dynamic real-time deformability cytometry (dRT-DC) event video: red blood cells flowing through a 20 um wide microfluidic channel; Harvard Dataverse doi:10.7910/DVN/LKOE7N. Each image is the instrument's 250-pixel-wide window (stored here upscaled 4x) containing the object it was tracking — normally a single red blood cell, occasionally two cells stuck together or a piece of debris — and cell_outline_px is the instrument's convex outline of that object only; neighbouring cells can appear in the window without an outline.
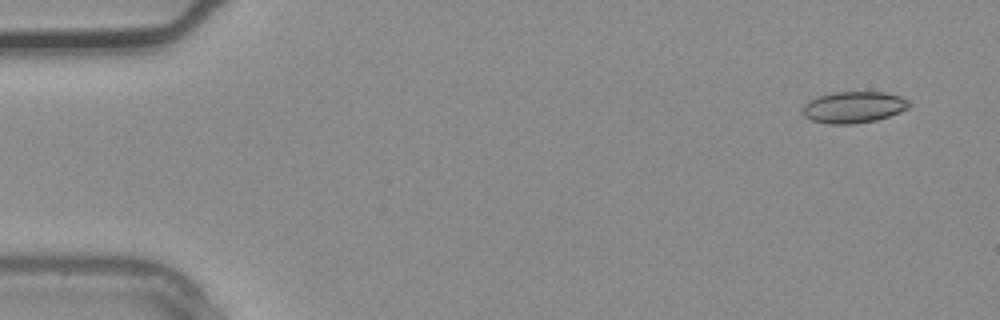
{"species": "common noctule bat (a hibernating species)", "species_latin": "Nyctalus noctula", "temperature_condition": "warm", "stored_images_in_passage": 3, "camera_frame_rate_fps": 3000, "um_per_image_px": 0.085, "animal": {"sex": "male", "body_mass_g": 20.4}, "frame": {"image": 1, "passage_image": 1, "time_ms": 0.0, "image_size_px": [1000, 320], "cell_outline_px": [[912, 104], [908, 108], [900, 112], [876, 120], [852, 124], [832, 124], [812, 120], [804, 116], [800, 108], [808, 100], [832, 92], [884, 92], [900, 96], [908, 100]], "centroid_in_image_um": [72.55, 9.11], "position_along_channel_um": 12.5, "area_um2": 19.59}}
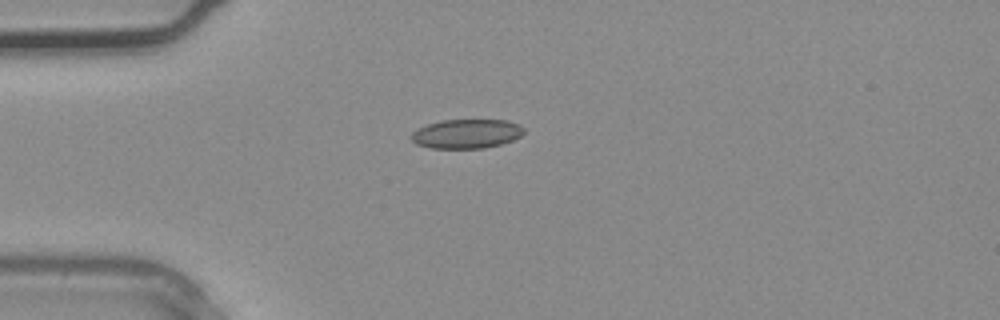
{"frame": {"image": 2, "passage_image": 3, "time_ms": 0.667, "image_size_px": [1000, 320], "cell_outline_px": [[524, 132], [520, 136], [512, 140], [500, 144], [484, 148], [432, 148], [416, 144], [412, 140], [412, 132], [428, 124], [440, 120], [508, 120], [520, 124], [524, 128]], "centroid_in_image_um": [39.68, 11.36], "position_along_channel_um": 45.3, "area_um2": 19.07}}